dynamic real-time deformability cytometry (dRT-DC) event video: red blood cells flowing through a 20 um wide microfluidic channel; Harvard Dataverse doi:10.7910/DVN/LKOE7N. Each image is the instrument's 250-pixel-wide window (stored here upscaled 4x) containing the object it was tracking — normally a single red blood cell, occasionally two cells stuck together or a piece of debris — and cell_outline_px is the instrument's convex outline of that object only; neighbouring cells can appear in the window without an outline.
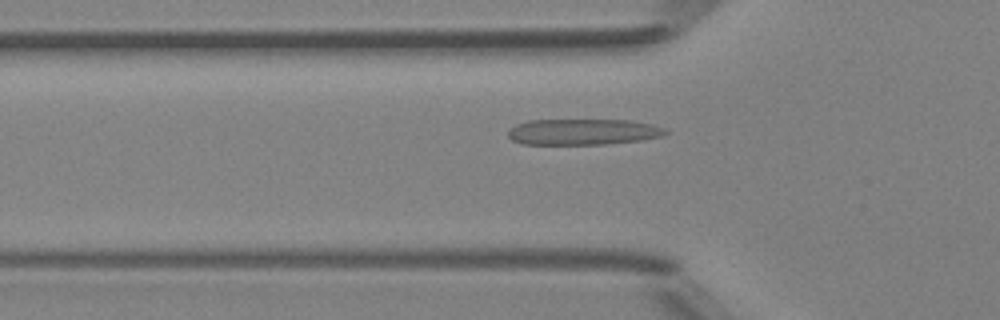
{"species": "Egyptian fruit bat (a non-hibernating species)", "species_latin": "Rousettus aegyptiacus", "temperature_condition": "room temperature", "stored_images_in_passage": 49, "camera_frame_rate_fps": 3000, "um_per_image_px": 0.085, "animal": {"sex": "female"}, "frame": {"image": 1, "passage_image": 16, "time_ms": 5.0, "image_size_px": [1000, 320], "cell_outline_px": [[668, 132], [664, 136], [640, 140], [604, 144], [520, 144], [512, 140], [508, 136], [508, 132], [516, 124], [528, 120], [632, 120], [652, 124], [664, 128]], "centroid_in_image_um": [49.56, 11.2], "position_along_channel_um": 76.2, "area_um2": 23.87}}
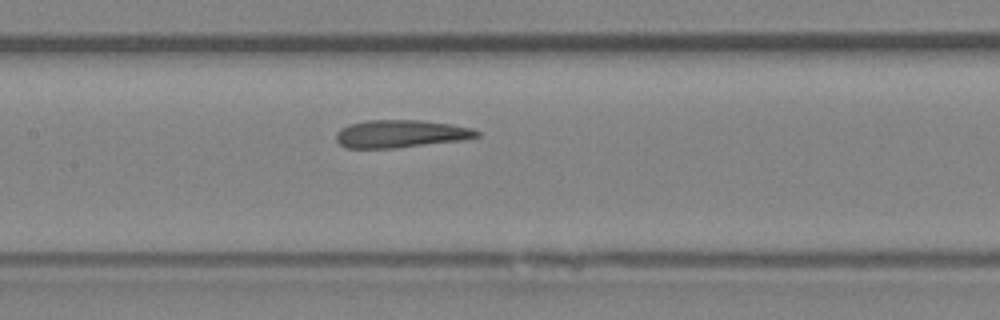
{"frame": {"image": 2, "passage_image": 23, "time_ms": 7.333, "image_size_px": [1000, 320], "cell_outline_px": [[480, 136], [464, 140], [396, 148], [344, 148], [336, 140], [336, 132], [340, 128], [348, 124], [364, 120], [420, 120], [448, 124], [472, 128], [480, 132]], "centroid_in_image_um": [34.03, 11.37], "position_along_channel_um": 173.4, "area_um2": 22.89}}
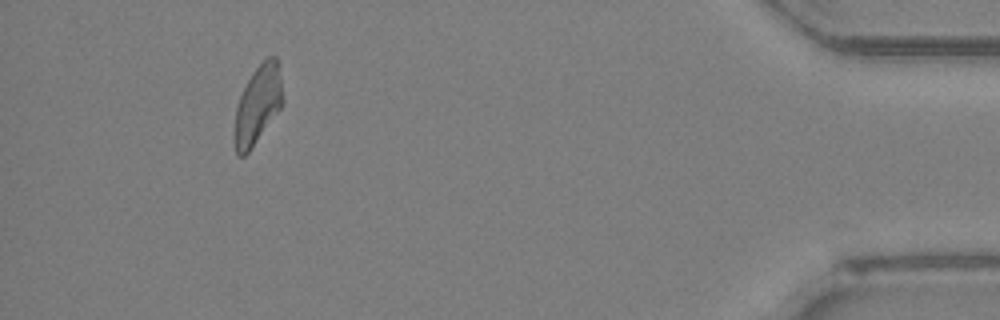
{"frame": {"image": 3, "passage_image": 45, "time_ms": 14.667, "image_size_px": [1000, 320], "cell_outline_px": [[284, 100], [280, 108], [252, 148], [244, 156], [236, 156], [232, 136], [236, 108], [240, 96], [252, 72], [268, 56], [276, 56], [280, 76]], "centroid_in_image_um": [21.87, 8.96], "position_along_channel_um": 413.3, "area_um2": 22.08}, "authors_computed_cell_mechanics": {"area_um2": 23.1778, "velocity_mm_per_s": 4.1626, "shape_relaxation_time_tau1_ms": 6.3112, "shape_relaxation_time_tau2_ms": 1.9274, "deformation_change_tau1": 0.1934, "deformation_change_tau2": 0.1218}}